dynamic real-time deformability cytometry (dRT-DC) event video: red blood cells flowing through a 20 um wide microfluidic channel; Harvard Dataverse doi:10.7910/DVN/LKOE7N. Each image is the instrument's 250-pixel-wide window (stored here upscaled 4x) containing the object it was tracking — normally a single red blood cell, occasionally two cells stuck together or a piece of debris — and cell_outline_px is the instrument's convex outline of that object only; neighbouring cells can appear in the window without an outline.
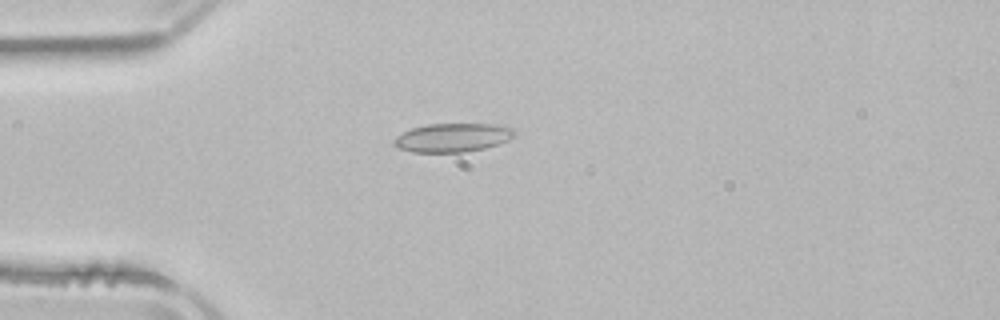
{"species": "common noctule bat (a hibernating species)", "species_latin": "Nyctalus noctula", "temperature_condition": "room temperature", "stored_images_in_passage": 3, "camera_frame_rate_fps": 3000, "um_per_image_px": 0.085, "animal": {"sex": "male", "body_mass_g": 21.5, "forearm_length_mm": 52.0}, "frame": {"image": 1, "passage_image": 3, "time_ms": 3.0, "image_size_px": [1000, 320], "cell_outline_px": [[516, 132], [508, 140], [484, 148], [464, 152], [412, 152], [400, 148], [392, 144], [392, 140], [396, 136], [412, 128], [428, 124], [492, 124], [512, 128]], "centroid_in_image_um": [38.43, 11.7], "position_along_channel_um": 46.6, "area_um2": 19.94}}